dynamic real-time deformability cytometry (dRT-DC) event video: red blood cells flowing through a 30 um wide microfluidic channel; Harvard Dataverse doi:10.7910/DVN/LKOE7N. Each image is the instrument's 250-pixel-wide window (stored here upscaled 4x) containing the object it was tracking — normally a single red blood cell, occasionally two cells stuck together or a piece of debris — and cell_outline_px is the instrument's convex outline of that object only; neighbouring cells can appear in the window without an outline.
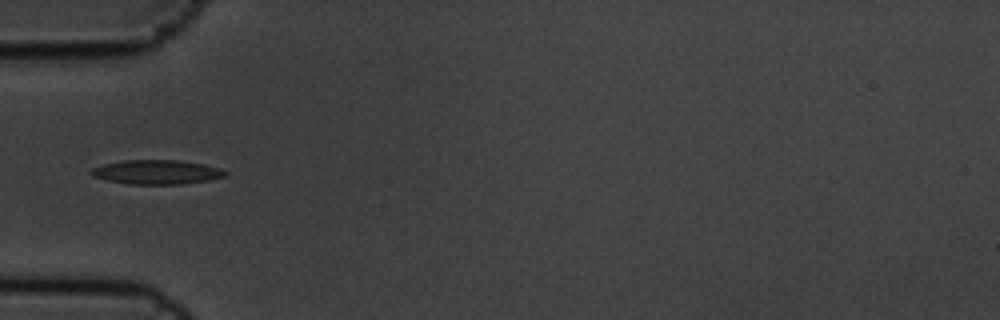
{"species": "common noctule bat (a hibernating species)", "species_latin": "Nyctalus noctula", "temperature_condition": "cold", "stored_images_in_passage": 8, "camera_frame_rate_fps": 3000, "um_per_image_px": 0.085, "animal": {"sex": "male", "body_mass_g": 19.5, "forearm_length_mm": 54.6}, "frame": {"image": 1, "passage_image": 4, "time_ms": 1.0, "image_size_px": [1000, 320], "cell_outline_px": [[228, 172], [224, 176], [208, 180], [180, 184], [128, 184], [108, 180], [92, 176], [88, 172], [92, 168], [104, 164], [124, 160], [180, 160], [204, 164], [220, 168]], "centroid_in_image_um": [13.3, 14.62], "position_along_channel_um": 71.7, "area_um2": 18.9}}
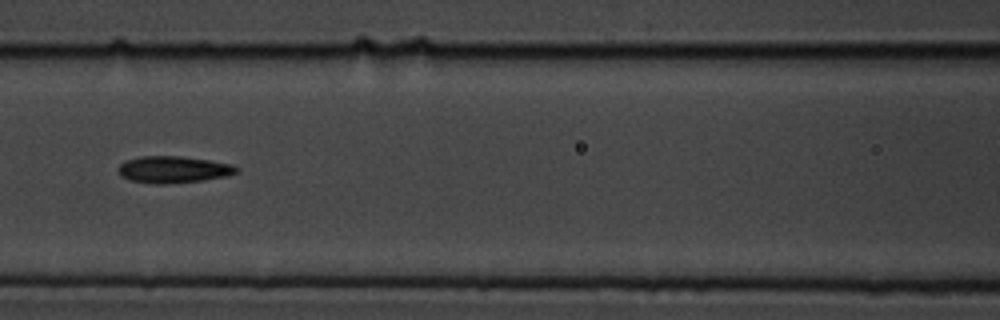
{"frame": {"image": 2, "passage_image": 6, "time_ms": 1.667, "image_size_px": [1000, 320], "cell_outline_px": [[240, 172], [228, 176], [204, 180], [164, 184], [156, 184], [128, 180], [120, 176], [120, 164], [128, 160], [144, 156], [180, 156], [208, 160], [232, 164], [240, 168]], "centroid_in_image_um": [14.8, 14.42], "position_along_channel_um": 151.8, "area_um2": 18.44}}
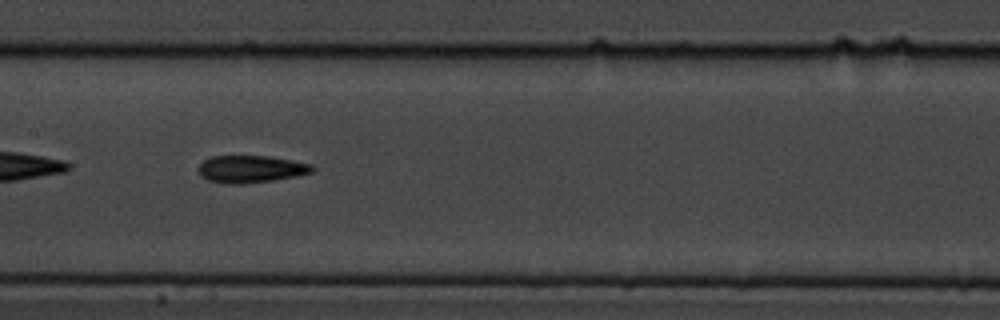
{"frame": {"image": 3, "passage_image": 7, "time_ms": 2.0, "image_size_px": [1000, 320], "cell_outline_px": [[316, 168], [312, 172], [272, 180], [240, 184], [228, 184], [208, 180], [200, 176], [200, 164], [204, 160], [212, 156], [268, 156], [292, 160], [312, 164]], "centroid_in_image_um": [21.32, 14.36], "position_along_channel_um": 186.1, "area_um2": 17.86}}